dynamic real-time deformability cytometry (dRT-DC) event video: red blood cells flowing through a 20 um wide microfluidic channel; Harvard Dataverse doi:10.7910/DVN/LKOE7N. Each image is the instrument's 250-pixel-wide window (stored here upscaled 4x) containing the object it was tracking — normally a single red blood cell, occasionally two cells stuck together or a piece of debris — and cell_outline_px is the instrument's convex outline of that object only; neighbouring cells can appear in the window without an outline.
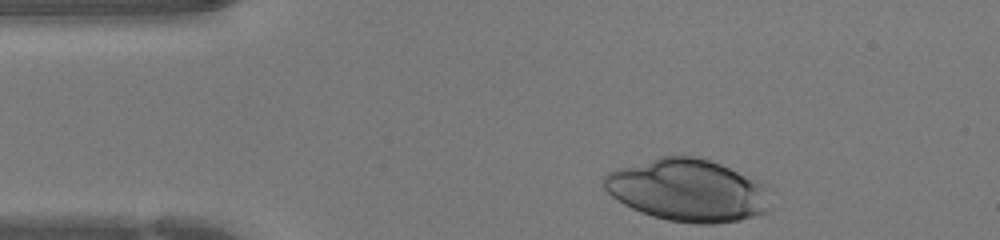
{"species": "human", "species_latin": "Homo sapiens", "temperature_condition": "warm", "stored_images_in_passage": 29, "camera_frame_rate_fps": 3000, "um_per_image_px": 0.085, "donor": {"sex": "female"}, "frame": {"image": 1, "passage_image": 1, "time_ms": 0.0, "image_size_px": [1000, 240], "cell_outline_px": [[776, 208], [768, 212], [740, 220], [716, 224], [696, 224], [668, 220], [652, 216], [640, 212], [624, 204], [612, 196], [604, 188], [604, 176], [608, 172], [616, 168], [660, 156], [680, 152], [700, 156], [760, 180], [768, 184], [772, 188]], "centroid_in_image_um": [58.59, 16.15], "position_along_channel_um": 26.4, "area_um2": 62.54}}
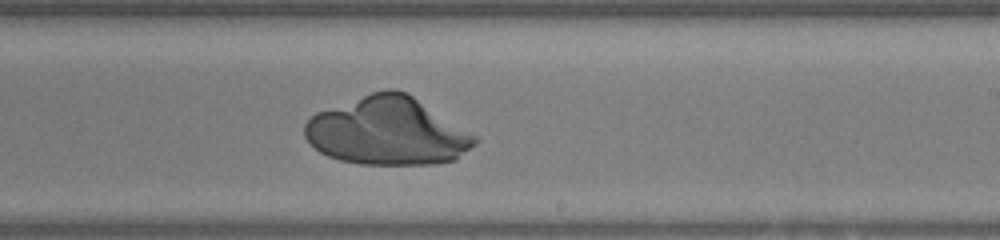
{"frame": {"image": 2, "passage_image": 20, "time_ms": 6.333, "image_size_px": [1000, 240], "cell_outline_px": [[480, 140], [476, 144], [456, 160], [436, 164], [360, 164], [340, 160], [328, 156], [320, 152], [304, 136], [304, 124], [316, 112], [372, 92], [384, 88], [396, 88], [408, 92], [476, 136]], "centroid_in_image_um": [32.95, 11.15], "position_along_channel_um": 256.1, "area_um2": 67.45}}
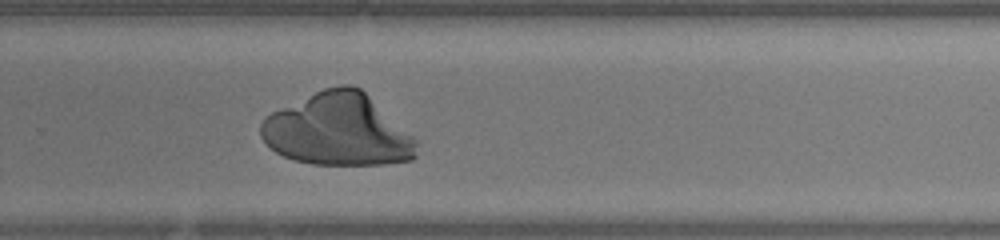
{"frame": {"image": 3, "passage_image": 23, "time_ms": 7.333, "image_size_px": [1000, 240], "cell_outline_px": [[420, 140], [416, 156], [412, 160], [384, 164], [312, 164], [296, 160], [284, 156], [276, 152], [260, 136], [260, 124], [272, 112], [324, 88], [340, 84], [352, 84], [360, 88]], "centroid_in_image_um": [28.79, 11.04], "position_along_channel_um": 301.0, "area_um2": 65.49}}